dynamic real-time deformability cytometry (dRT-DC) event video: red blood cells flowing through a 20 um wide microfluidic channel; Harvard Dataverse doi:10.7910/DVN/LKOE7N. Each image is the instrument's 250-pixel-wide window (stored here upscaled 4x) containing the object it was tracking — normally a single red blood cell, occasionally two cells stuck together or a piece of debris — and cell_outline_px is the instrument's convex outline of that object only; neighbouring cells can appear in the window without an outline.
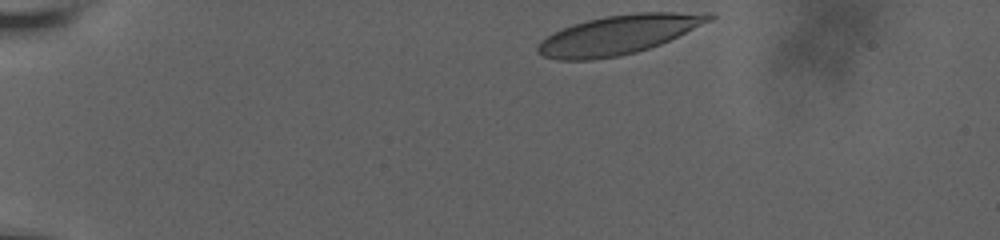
{"species": "human", "species_latin": "Homo sapiens", "temperature_condition": "room temperature", "stored_images_in_passage": 26, "camera_frame_rate_fps": 3000, "um_per_image_px": 0.085, "donor": {"sex": "male"}, "frame": {"image": 1, "passage_image": 1, "time_ms": 0.0, "image_size_px": [1000, 240], "cell_outline_px": [[716, 16], [712, 20], [660, 44], [636, 52], [620, 56], [592, 60], [556, 60], [544, 56], [536, 52], [536, 48], [540, 40], [552, 32], [572, 24], [604, 16], [636, 12], [712, 12]], "centroid_in_image_um": [52.55, 2.94], "position_along_channel_um": 32.4, "area_um2": 39.3}}
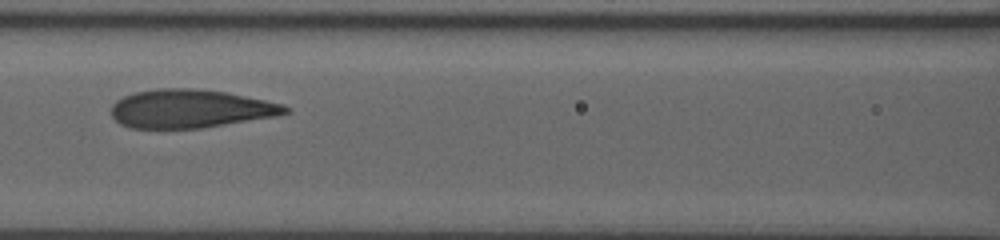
{"frame": {"image": 2, "passage_image": 15, "time_ms": 5.667, "image_size_px": [1000, 240], "cell_outline_px": [[292, 112], [276, 116], [200, 128], [132, 128], [120, 124], [112, 116], [112, 104], [116, 100], [124, 96], [136, 92], [156, 88], [196, 88], [228, 92], [284, 104]], "centroid_in_image_um": [16.19, 9.23], "position_along_channel_um": 150.4, "area_um2": 39.02}}
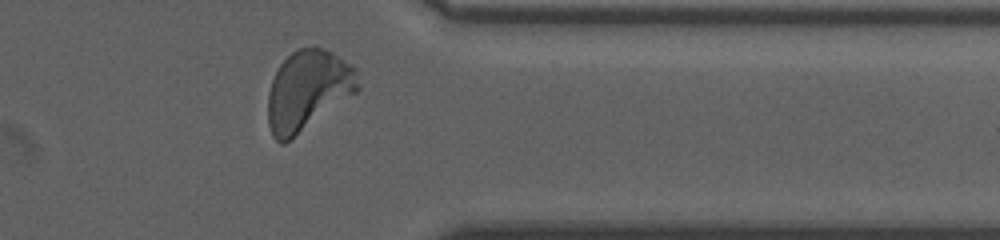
{"frame": {"image": 3, "passage_image": 26, "time_ms": 12.333, "image_size_px": [1000, 240], "cell_outline_px": [[360, 88], [356, 92], [284, 144], [280, 144], [272, 136], [268, 124], [268, 92], [272, 80], [280, 64], [296, 48], [324, 48], [332, 52], [352, 64], [356, 68]], "centroid_in_image_um": [26.16, 7.67], "position_along_channel_um": 385.2, "area_um2": 41.73}, "authors_computed_cell_mechanics": {"area_um2": 39.3329, "velocity_mm_per_s": 3.6087, "shape_relaxation_time_tau1_ms": 4.1358, "shape_relaxation_time_tau2_ms": 0.9896, "deformation_change_tau1": 0.1772, "deformation_change_tau2": 0.0646}}